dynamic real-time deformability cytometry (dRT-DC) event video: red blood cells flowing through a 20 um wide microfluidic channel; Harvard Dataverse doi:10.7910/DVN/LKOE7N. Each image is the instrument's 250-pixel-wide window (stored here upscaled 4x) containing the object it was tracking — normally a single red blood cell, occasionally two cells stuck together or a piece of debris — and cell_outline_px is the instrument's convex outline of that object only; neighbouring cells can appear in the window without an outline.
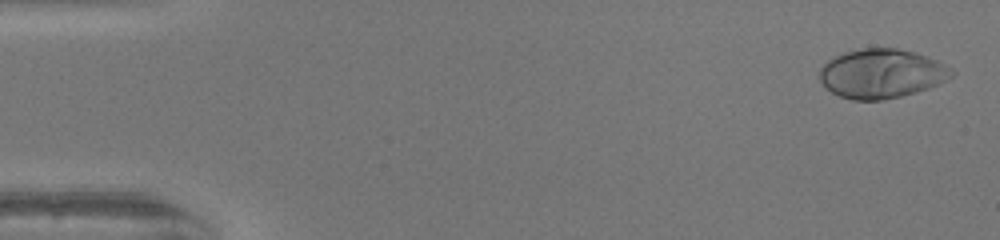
{"species": "human", "species_latin": "Homo sapiens", "temperature_condition": "warm", "stored_images_in_passage": 51, "camera_frame_rate_fps": 3000, "um_per_image_px": 0.085, "donor": {"sex": "female"}, "frame": {"image": 1, "passage_image": 2, "time_ms": 0.333, "image_size_px": [1000, 240], "cell_outline_px": [[956, 72], [952, 76], [940, 84], [916, 92], [900, 96], [880, 100], [852, 100], [840, 96], [824, 88], [820, 80], [820, 68], [828, 60], [844, 52], [864, 48], [896, 48], [916, 52], [936, 60], [944, 64]], "centroid_in_image_um": [74.93, 6.26], "position_along_channel_um": 10.1, "area_um2": 37.86}}
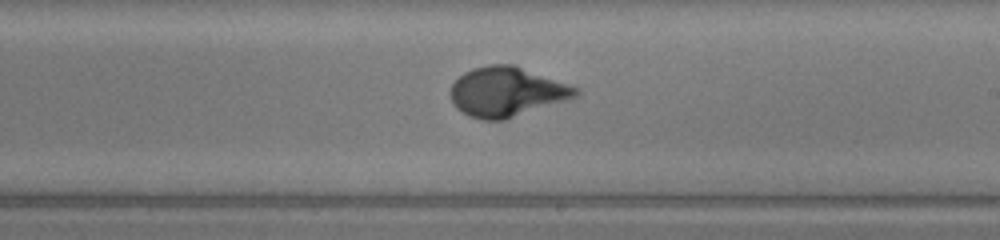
{"frame": {"image": 2, "passage_image": 30, "time_ms": 9.667, "image_size_px": [1000, 240], "cell_outline_px": [[580, 92], [576, 96], [504, 120], [480, 120], [468, 116], [456, 108], [448, 92], [452, 84], [464, 72], [472, 68], [488, 64], [516, 64], [580, 88]], "centroid_in_image_um": [43.04, 7.78], "position_along_channel_um": 246.0, "area_um2": 36.36}}
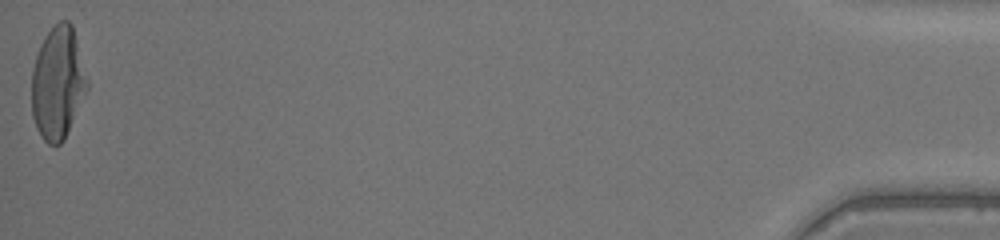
{"frame": {"image": 3, "passage_image": 51, "time_ms": 16.667, "image_size_px": [1000, 240], "cell_outline_px": [[88, 88], [64, 140], [60, 144], [48, 144], [44, 140], [36, 128], [32, 116], [32, 68], [40, 44], [44, 36], [60, 20], [68, 20], [72, 24], [88, 80]], "centroid_in_image_um": [4.9, 7.05], "position_along_channel_um": 430.3, "area_um2": 36.3}, "authors_computed_cell_mechanics": {"area_um2": 35.0268, "velocity_mm_per_s": 4.0859, "shape_relaxation_time_tau1_ms": 3.6585, "shape_relaxation_time_tau2_ms": null, "deformation_change_tau1": 0.259, "deformation_change_tau2": null}}